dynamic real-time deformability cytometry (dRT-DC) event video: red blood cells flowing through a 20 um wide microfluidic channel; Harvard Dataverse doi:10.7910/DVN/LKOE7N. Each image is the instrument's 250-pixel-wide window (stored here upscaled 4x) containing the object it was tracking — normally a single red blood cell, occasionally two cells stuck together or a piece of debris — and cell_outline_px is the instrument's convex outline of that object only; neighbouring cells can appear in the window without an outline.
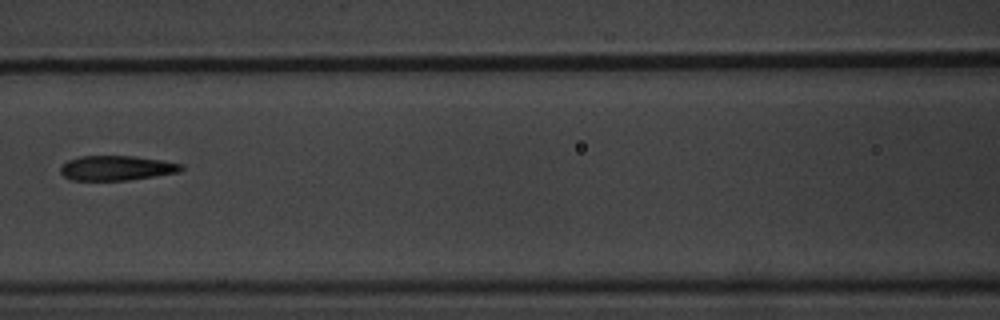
{"species": "common noctule bat (a hibernating species)", "species_latin": "Nyctalus noctula", "temperature_condition": "warm", "stored_images_in_passage": 15, "camera_frame_rate_fps": 3000, "um_per_image_px": 0.085, "animal": {"sex": "male", "body_mass_g": 20.1, "forearm_length_mm": 53.5}, "frame": {"image": 1, "passage_image": 7, "time_ms": 8.333, "image_size_px": [1000, 320], "cell_outline_px": [[184, 168], [180, 172], [156, 176], [128, 180], [72, 180], [64, 176], [60, 172], [60, 168], [68, 160], [80, 156], [136, 156], [184, 164]], "centroid_in_image_um": [9.94, 14.28], "position_along_channel_um": 156.7, "area_um2": 17.46}}
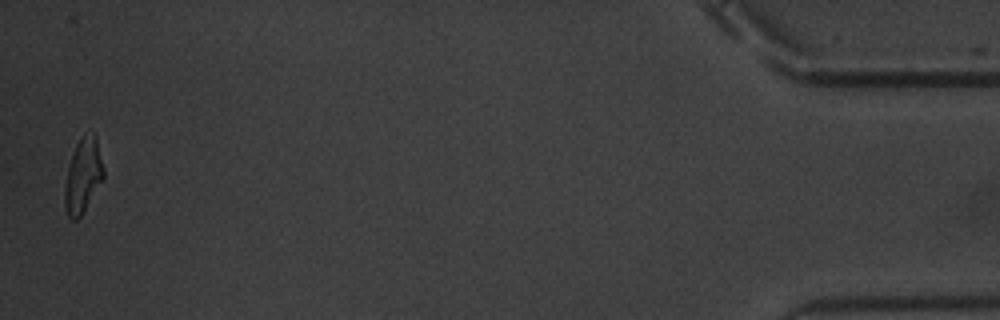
{"frame": {"image": 2, "passage_image": 15, "time_ms": 18.667, "image_size_px": [1000, 320], "cell_outline_px": [[104, 176], [80, 216], [76, 220], [72, 220], [68, 216], [64, 208], [64, 188], [68, 168], [76, 144], [84, 132], [92, 128], [96, 136], [104, 168]], "centroid_in_image_um": [7.05, 14.86], "position_along_channel_um": 428.1, "area_um2": 16.82}, "authors_computed_cell_mechanics": {"area_um2": 17.918, "velocity_mm_per_s": 3.4449, "shape_relaxation_time_tau1_ms": 4.2791, "shape_relaxation_time_tau2_ms": 2.0029, "deformation_change_tau1": 0.1565, "deformation_change_tau2": 0.0841}}